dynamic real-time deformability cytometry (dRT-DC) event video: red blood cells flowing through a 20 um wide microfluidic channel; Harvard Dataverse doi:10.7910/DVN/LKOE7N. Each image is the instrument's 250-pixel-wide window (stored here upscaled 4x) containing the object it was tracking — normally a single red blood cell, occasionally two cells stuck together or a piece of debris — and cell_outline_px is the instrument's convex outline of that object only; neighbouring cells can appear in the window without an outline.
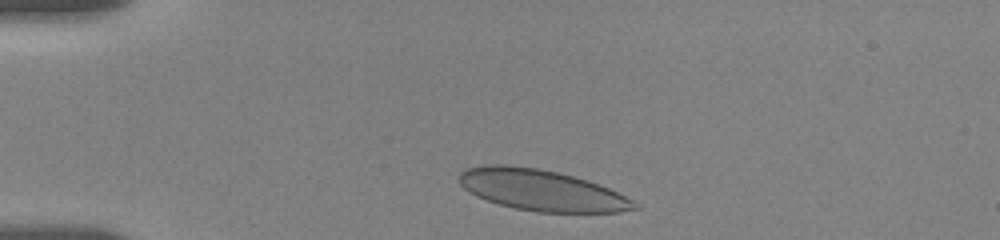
{"species": "human", "species_latin": "Homo sapiens", "temperature_condition": "room temperature", "stored_images_in_passage": 33, "camera_frame_rate_fps": 3000, "um_per_image_px": 0.085, "donor": {"sex": "female"}, "frame": {"image": 1, "passage_image": 3, "time_ms": 0.667, "image_size_px": [1000, 240], "cell_outline_px": [[640, 208], [620, 212], [536, 212], [516, 208], [500, 204], [476, 196], [468, 192], [460, 184], [460, 172], [468, 168], [488, 164], [504, 164], [536, 168], [556, 172], [588, 180], [600, 184], [640, 204]], "centroid_in_image_um": [46.04, 16.17], "position_along_channel_um": 39.0, "area_um2": 41.67}}
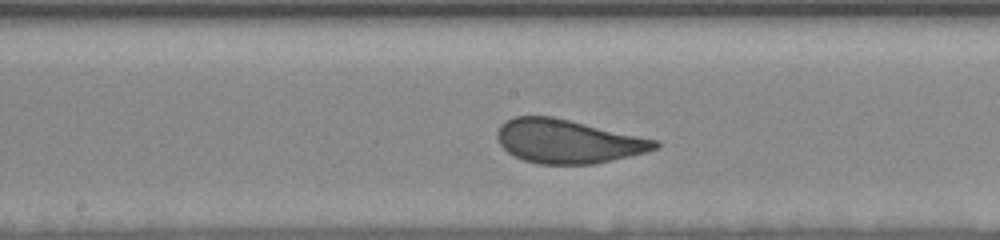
{"frame": {"image": 2, "passage_image": 21, "time_ms": 6.333, "image_size_px": [1000, 240], "cell_outline_px": [[660, 144], [656, 148], [648, 152], [612, 160], [592, 164], [540, 164], [524, 160], [508, 152], [500, 144], [496, 136], [496, 132], [500, 124], [512, 116], [552, 116], [660, 140]], "centroid_in_image_um": [48.27, 12.0], "position_along_channel_um": 199.9, "area_um2": 40.34}}
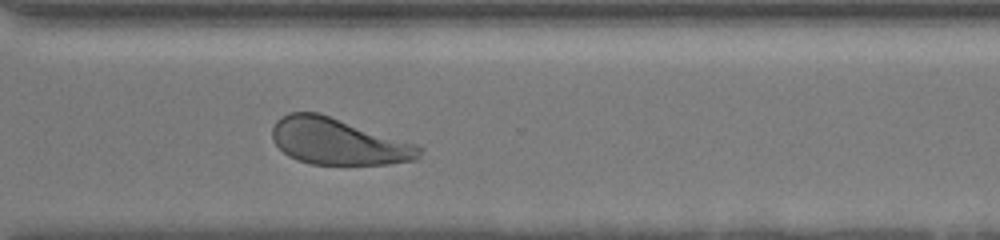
{"frame": {"image": 3, "passage_image": 33, "time_ms": 10.333, "image_size_px": [1000, 240], "cell_outline_px": [[424, 148], [420, 156], [416, 160], [388, 164], [312, 164], [296, 160], [288, 156], [272, 140], [272, 128], [276, 120], [280, 116], [288, 112], [320, 112], [420, 144]], "centroid_in_image_um": [28.79, 12.01], "position_along_channel_um": 341.8, "area_um2": 40.58}}